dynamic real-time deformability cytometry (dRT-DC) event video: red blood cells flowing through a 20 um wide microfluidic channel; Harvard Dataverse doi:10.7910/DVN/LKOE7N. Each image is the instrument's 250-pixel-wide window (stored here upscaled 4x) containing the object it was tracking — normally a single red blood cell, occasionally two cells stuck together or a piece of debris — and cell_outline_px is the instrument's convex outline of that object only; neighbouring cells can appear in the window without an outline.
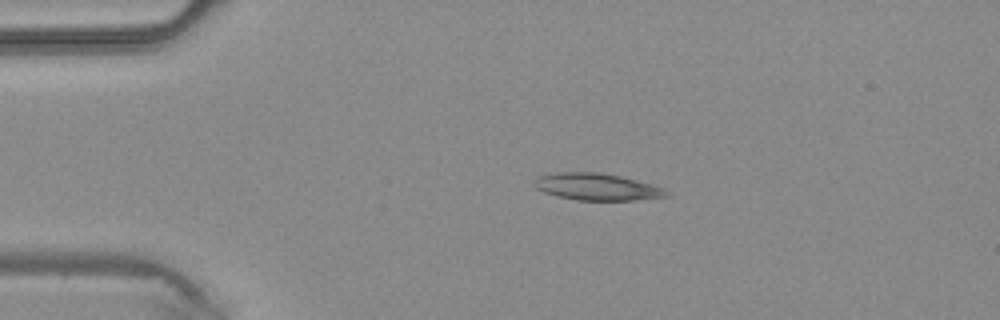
{"species": "common noctule bat (a hibernating species)", "species_latin": "Nyctalus noctula", "temperature_condition": "warm", "stored_images_in_passage": 2, "camera_frame_rate_fps": 3000, "um_per_image_px": 0.085, "animal": {"sex": "male", "body_mass_g": 20.4}, "frame": {"image": 1, "passage_image": 1, "time_ms": 0.0, "image_size_px": [1000, 320], "cell_outline_px": [[668, 196], [636, 200], [576, 200], [556, 196], [544, 192], [536, 188], [532, 184], [532, 180], [540, 176], [556, 172], [600, 172], [620, 176], [652, 184], [664, 188], [668, 192]], "centroid_in_image_um": [50.7, 15.88], "position_along_channel_um": 34.3, "area_um2": 20.81}}